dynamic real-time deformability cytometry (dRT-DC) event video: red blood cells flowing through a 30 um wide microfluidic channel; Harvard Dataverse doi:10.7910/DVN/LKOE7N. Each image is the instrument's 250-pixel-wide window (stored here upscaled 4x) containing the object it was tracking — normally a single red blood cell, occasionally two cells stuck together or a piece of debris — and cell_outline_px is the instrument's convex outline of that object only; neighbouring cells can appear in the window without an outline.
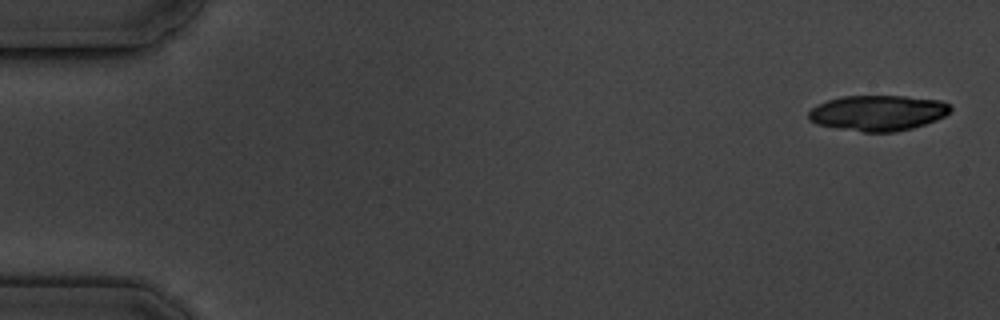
{"species": "common noctule bat (a hibernating species)", "species_latin": "Nyctalus noctula", "temperature_condition": "cold", "stored_images_in_passage": 6, "camera_frame_rate_fps": 3000, "um_per_image_px": 0.085, "animal": {"sex": "male", "body_mass_g": 19.5, "forearm_length_mm": 54.6}, "frame": {"image": 1, "passage_image": 1, "time_ms": 0.0, "image_size_px": [1000, 320], "cell_outline_px": [[952, 108], [944, 116], [936, 120], [912, 128], [896, 132], [864, 132], [836, 128], [816, 124], [808, 120], [808, 112], [816, 104], [840, 96], [904, 96], [940, 100], [948, 104]], "centroid_in_image_um": [74.58, 9.6], "position_along_channel_um": 10.4, "area_um2": 29.48}}